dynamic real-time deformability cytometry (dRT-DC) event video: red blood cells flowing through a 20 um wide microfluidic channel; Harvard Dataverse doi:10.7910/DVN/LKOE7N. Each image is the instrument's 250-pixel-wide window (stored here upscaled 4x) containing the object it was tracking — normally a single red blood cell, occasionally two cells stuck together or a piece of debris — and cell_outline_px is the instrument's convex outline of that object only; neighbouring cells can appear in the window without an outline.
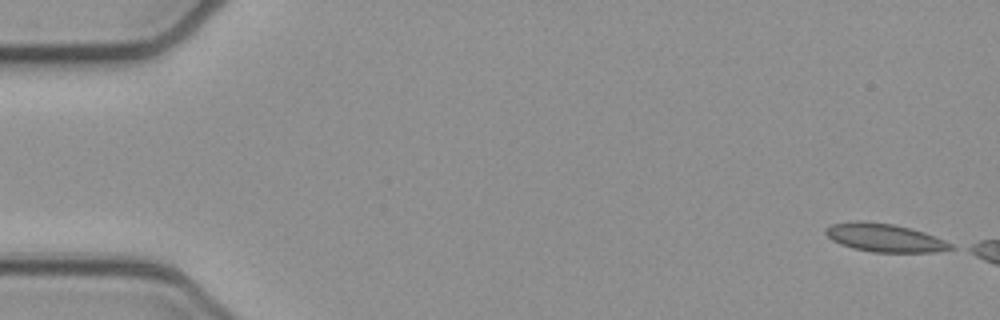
{"species": "common noctule bat (a hibernating species)", "species_latin": "Nyctalus noctula", "temperature_condition": "cold", "stored_images_in_passage": 5, "camera_frame_rate_fps": 3000, "um_per_image_px": 0.085, "animal": {"sex": "female", "body_mass_g": 21.9}, "frame": {"image": 1, "passage_image": 1, "time_ms": 0.0, "image_size_px": [1000, 320], "cell_outline_px": [[956, 248], [936, 252], [872, 252], [852, 248], [840, 244], [832, 240], [824, 232], [824, 228], [832, 224], [856, 220], [860, 220], [892, 224], [912, 228], [924, 232], [944, 240], [952, 244]], "centroid_in_image_um": [75.18, 20.2], "position_along_channel_um": 9.8, "area_um2": 20.69}}